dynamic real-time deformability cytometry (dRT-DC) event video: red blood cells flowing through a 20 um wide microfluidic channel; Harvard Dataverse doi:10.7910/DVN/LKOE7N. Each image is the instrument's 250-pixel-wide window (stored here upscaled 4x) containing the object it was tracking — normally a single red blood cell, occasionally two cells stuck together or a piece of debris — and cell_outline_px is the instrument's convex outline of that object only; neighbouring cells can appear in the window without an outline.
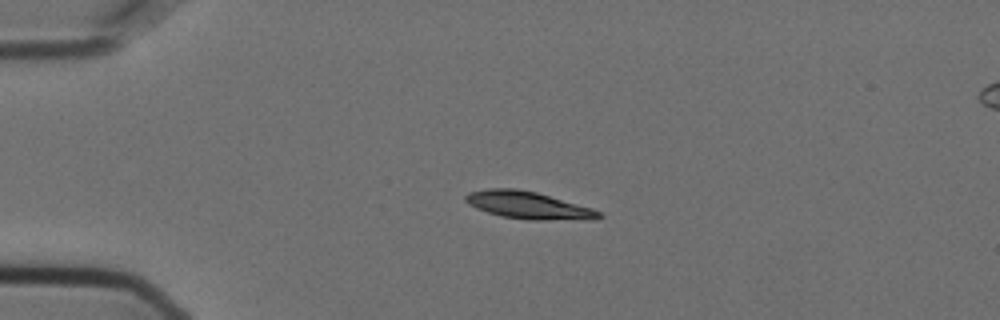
{"species": "Egyptian fruit bat (a non-hibernating species)", "species_latin": "Rousettus aegyptiacus", "temperature_condition": "cold", "stored_images_in_passage": 50, "camera_frame_rate_fps": 3000, "um_per_image_px": 0.085, "animal": {"sex": "female"}, "frame": {"image": 1, "passage_image": 13, "time_ms": 4.0, "image_size_px": [1000, 320], "cell_outline_px": [[604, 216], [596, 220], [528, 220], [500, 216], [476, 208], [468, 204], [464, 200], [464, 196], [468, 192], [488, 188], [516, 188], [536, 192], [592, 208], [600, 212]], "centroid_in_image_um": [44.91, 17.45], "position_along_channel_um": 40.1, "area_um2": 21.5}}
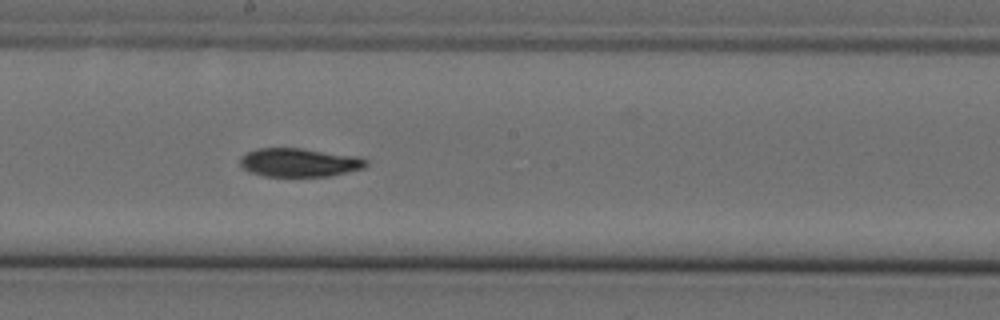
{"frame": {"image": 2, "passage_image": 31, "time_ms": 10.0, "image_size_px": [1000, 320], "cell_outline_px": [[368, 164], [364, 168], [328, 176], [264, 176], [248, 172], [240, 164], [240, 156], [256, 148], [300, 148], [356, 156], [368, 160]], "centroid_in_image_um": [25.41, 13.81], "position_along_channel_um": 222.8, "area_um2": 20.92}}
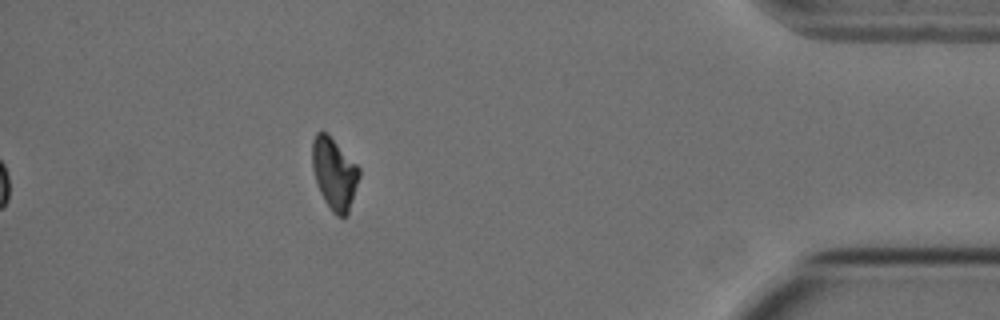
{"frame": {"image": 3, "passage_image": 50, "time_ms": 16.333, "image_size_px": [1000, 320], "cell_outline_px": [[360, 176], [348, 216], [336, 216], [332, 212], [324, 200], [320, 192], [312, 168], [312, 140], [316, 132], [328, 132], [360, 168]], "centroid_in_image_um": [28.42, 14.74], "position_along_channel_um": 406.8, "area_um2": 19.83}, "authors_computed_cell_mechanics": {"area_um2": 20.9525, "velocity_mm_per_s": 3.6112, "shape_relaxation_time_tau1_ms": 6.7115, "shape_relaxation_time_tau2_ms": null, "deformation_change_tau1": 0.1727, "deformation_change_tau2": null}}